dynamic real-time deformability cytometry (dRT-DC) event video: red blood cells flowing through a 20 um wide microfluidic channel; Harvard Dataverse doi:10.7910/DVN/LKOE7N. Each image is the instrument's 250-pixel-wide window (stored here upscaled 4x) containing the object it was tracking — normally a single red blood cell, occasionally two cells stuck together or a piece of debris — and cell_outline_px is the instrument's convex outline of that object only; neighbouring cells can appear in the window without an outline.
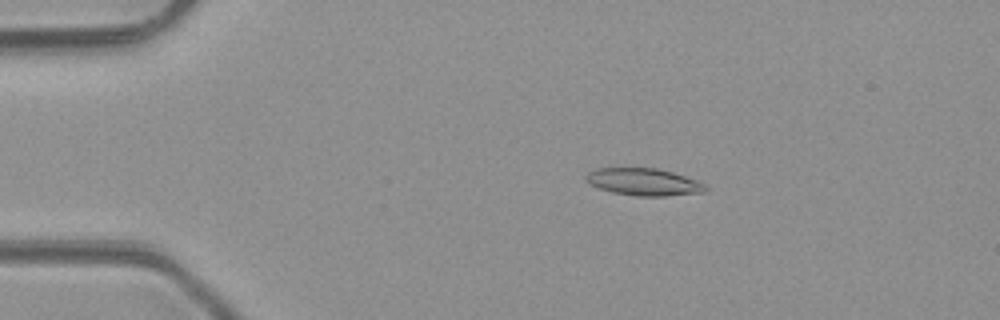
{"species": "common noctule bat (a hibernating species)", "species_latin": "Nyctalus noctula", "temperature_condition": "room temperature", "stored_images_in_passage": 5, "camera_frame_rate_fps": 3000, "um_per_image_px": 0.085, "animal": {"sex": "male", "body_mass_g": 23.1, "forearm_length_mm": 52.7}, "frame": {"image": 1, "passage_image": 2, "time_ms": 2.0, "image_size_px": [1000, 320], "cell_outline_px": [[708, 188], [704, 192], [664, 196], [636, 196], [612, 192], [588, 184], [584, 180], [584, 176], [588, 172], [596, 168], [656, 168], [672, 172], [696, 180], [704, 184]], "centroid_in_image_um": [54.66, 15.46], "position_along_channel_um": 30.3, "area_um2": 18.96}}
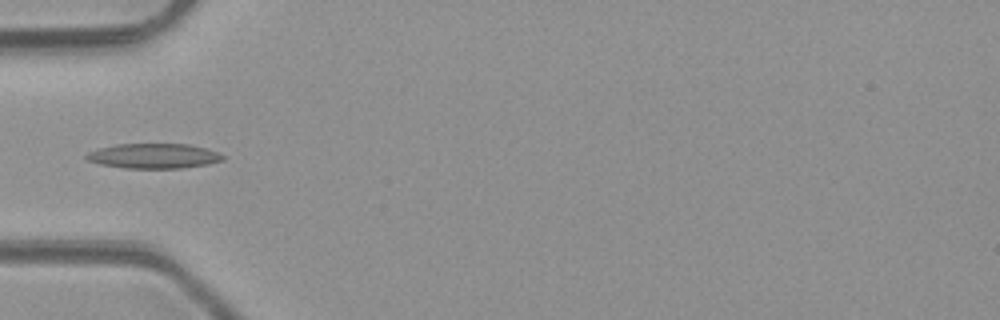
{"frame": {"image": 2, "passage_image": 4, "time_ms": 4.333, "image_size_px": [1000, 320], "cell_outline_px": [[224, 160], [208, 164], [180, 168], [124, 168], [100, 164], [88, 160], [84, 156], [88, 152], [96, 148], [116, 144], [188, 144], [204, 148], [216, 152], [224, 156]], "centroid_in_image_um": [13.02, 13.25], "position_along_channel_um": 72.0, "area_um2": 19.77}}
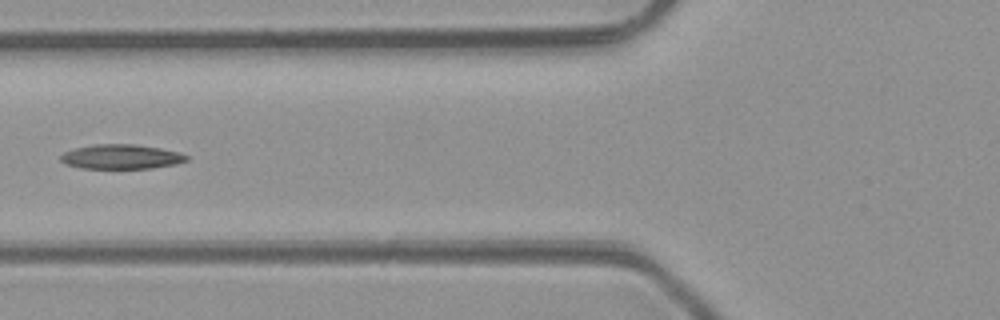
{"frame": {"image": 3, "passage_image": 5, "time_ms": 5.333, "image_size_px": [1000, 320], "cell_outline_px": [[188, 160], [176, 164], [152, 168], [80, 168], [68, 164], [60, 160], [60, 156], [64, 152], [76, 148], [92, 144], [136, 144], [160, 148], [180, 152], [188, 156]], "centroid_in_image_um": [10.33, 13.31], "position_along_channel_um": 115.5, "area_um2": 17.98}}